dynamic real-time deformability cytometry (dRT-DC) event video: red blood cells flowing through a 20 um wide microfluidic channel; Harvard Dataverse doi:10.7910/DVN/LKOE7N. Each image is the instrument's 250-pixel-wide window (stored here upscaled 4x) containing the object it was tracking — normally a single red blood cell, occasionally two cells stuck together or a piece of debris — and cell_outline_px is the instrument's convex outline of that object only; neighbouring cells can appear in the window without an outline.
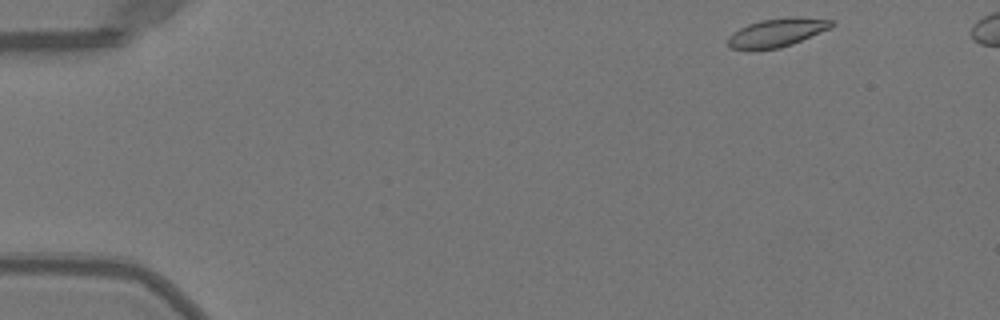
{"species": "Egyptian fruit bat (a non-hibernating species)", "species_latin": "Rousettus aegyptiacus", "temperature_condition": "warm", "stored_images_in_passage": 45, "camera_frame_rate_fps": 3000, "um_per_image_px": 0.085, "animal": {"sex": "female"}, "frame": {"image": 1, "passage_image": 1, "time_ms": 0.0, "image_size_px": [1000, 320], "cell_outline_px": [[832, 28], [792, 44], [780, 48], [748, 52], [732, 48], [728, 44], [728, 36], [732, 32], [748, 24], [760, 20], [788, 16], [796, 16], [832, 20]], "centroid_in_image_um": [66.0, 2.79], "position_along_channel_um": 19.0, "area_um2": 17.69}}
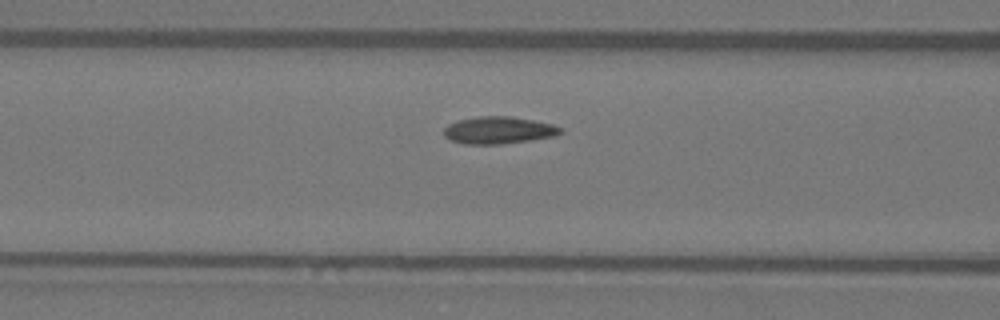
{"frame": {"image": 2, "passage_image": 17, "time_ms": 5.333, "image_size_px": [1000, 320], "cell_outline_px": [[564, 132], [556, 136], [500, 144], [464, 144], [448, 140], [444, 136], [444, 128], [448, 124], [456, 120], [480, 116], [512, 116], [552, 124], [560, 128]], "centroid_in_image_um": [42.34, 11.07], "position_along_channel_um": 124.3, "area_um2": 18.55}}
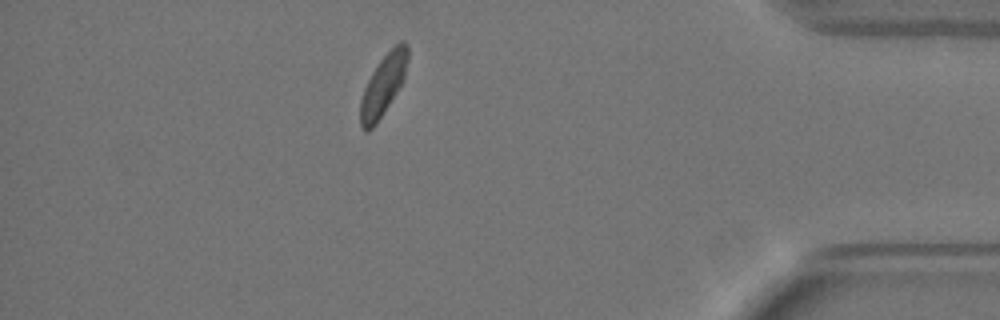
{"frame": {"image": 3, "passage_image": 41, "time_ms": 13.333, "image_size_px": [1000, 320], "cell_outline_px": [[408, 60], [404, 76], [396, 92], [376, 124], [368, 132], [364, 132], [360, 128], [360, 100], [364, 88], [372, 72], [380, 60], [400, 40], [404, 40], [408, 44]], "centroid_in_image_um": [32.55, 7.25], "position_along_channel_um": 402.6, "area_um2": 16.65}, "authors_computed_cell_mechanics": {"area_um2": 17.629, "velocity_mm_per_s": 3.958, "shape_relaxation_time_tau1_ms": 3.664, "shape_relaxation_time_tau2_ms": 2.2459, "deformation_change_tau1": 0.1196, "deformation_change_tau2": 0.0573}}